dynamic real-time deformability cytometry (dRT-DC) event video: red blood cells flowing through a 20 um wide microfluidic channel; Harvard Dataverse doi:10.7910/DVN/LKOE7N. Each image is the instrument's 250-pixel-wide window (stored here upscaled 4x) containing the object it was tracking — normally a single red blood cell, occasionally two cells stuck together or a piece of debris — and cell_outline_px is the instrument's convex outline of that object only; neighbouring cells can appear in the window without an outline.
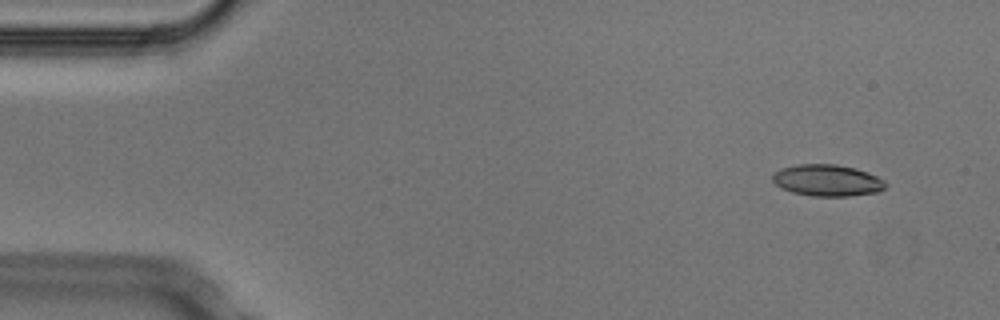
{"species": "Egyptian fruit bat (a non-hibernating species)", "species_latin": "Rousettus aegyptiacus", "temperature_condition": "cold", "stored_images_in_passage": 50, "camera_frame_rate_fps": 3000, "um_per_image_px": 0.085, "animal": {"sex": "male"}, "frame": {"image": 1, "passage_image": 1, "time_ms": 0.0, "image_size_px": [1000, 320], "cell_outline_px": [[888, 184], [880, 192], [848, 196], [812, 196], [792, 192], [780, 188], [772, 180], [772, 176], [780, 168], [796, 164], [836, 164], [856, 168], [868, 172], [884, 180]], "centroid_in_image_um": [70.33, 15.33], "position_along_channel_um": 14.7, "area_um2": 20.98}}
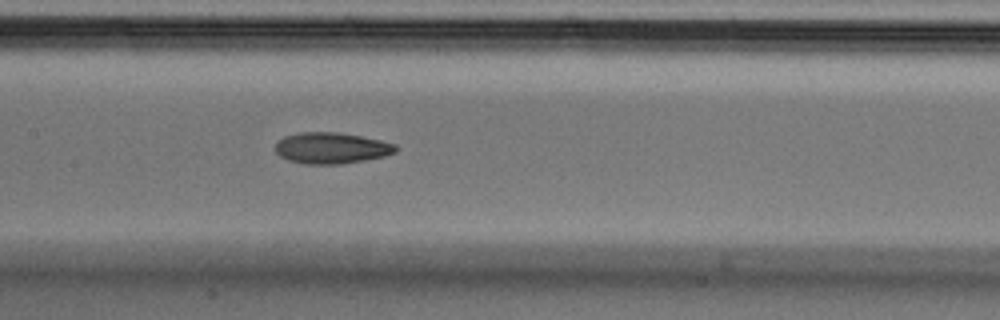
{"frame": {"image": 2, "passage_image": 22, "time_ms": 7.0, "image_size_px": [1000, 320], "cell_outline_px": [[396, 152], [384, 156], [344, 164], [304, 164], [288, 160], [280, 156], [276, 152], [276, 144], [284, 136], [300, 132], [340, 132], [380, 140], [396, 144]], "centroid_in_image_um": [28.16, 12.58], "position_along_channel_um": 179.2, "area_um2": 21.85}}
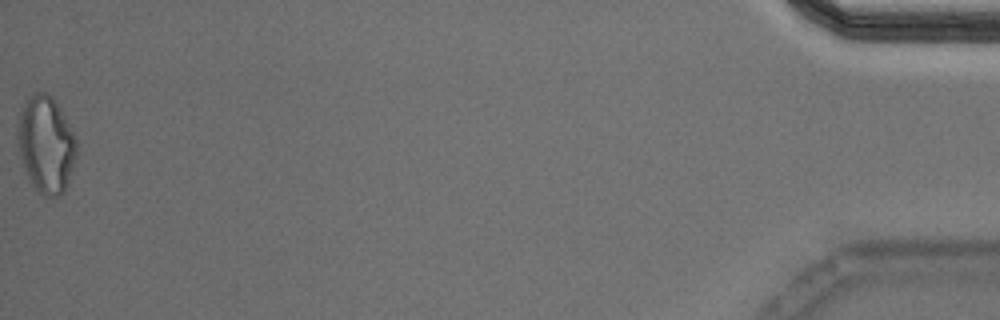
{"frame": {"image": 3, "passage_image": 50, "time_ms": 16.333, "image_size_px": [1000, 320], "cell_outline_px": [[76, 152], [68, 184], [64, 192], [60, 196], [44, 196], [36, 192], [24, 168], [16, 144], [16, 120], [28, 96], [36, 92], [48, 92], [52, 96], [60, 108], [76, 136]], "centroid_in_image_um": [3.88, 12.26], "position_along_channel_um": 431.3, "area_um2": 33.76}, "authors_computed_cell_mechanics": {"area_um2": 22.253, "velocity_mm_per_s": 3.7548, "shape_relaxation_time_tau1_ms": 5.8246, "shape_relaxation_time_tau2_ms": 3.5324, "deformation_change_tau1": 0.1624, "deformation_change_tau2": 0.0993}}